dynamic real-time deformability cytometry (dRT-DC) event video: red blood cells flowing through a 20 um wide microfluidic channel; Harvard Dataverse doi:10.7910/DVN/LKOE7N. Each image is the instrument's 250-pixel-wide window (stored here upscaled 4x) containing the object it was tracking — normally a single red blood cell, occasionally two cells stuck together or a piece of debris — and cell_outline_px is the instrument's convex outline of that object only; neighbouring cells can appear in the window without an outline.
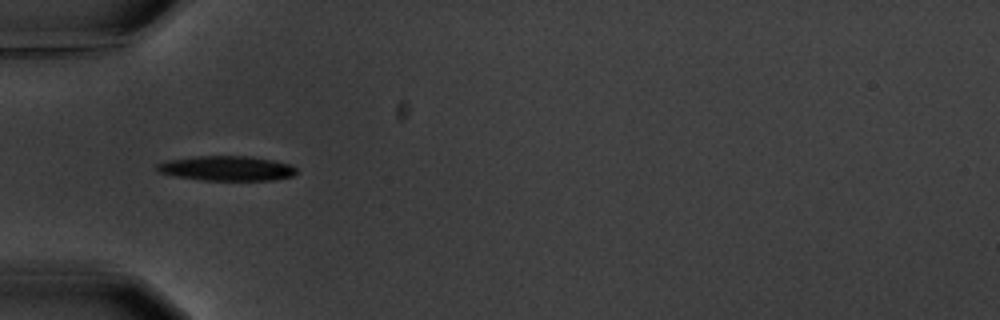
{"species": "common noctule bat (a hibernating species)", "species_latin": "Nyctalus noctula", "temperature_condition": "warm", "stored_images_in_passage": 7, "camera_frame_rate_fps": 3000, "um_per_image_px": 0.085, "animal": {"sex": "male", "body_mass_g": 20.1, "forearm_length_mm": 53.5}, "frame": {"image": 1, "passage_image": 5, "time_ms": 5.667, "image_size_px": [1000, 320], "cell_outline_px": [[296, 172], [292, 176], [276, 180], [200, 180], [176, 176], [156, 172], [156, 164], [168, 160], [196, 156], [252, 156], [292, 164], [296, 168]], "centroid_in_image_um": [19.27, 14.31], "position_along_channel_um": 65.7, "area_um2": 20.29}}
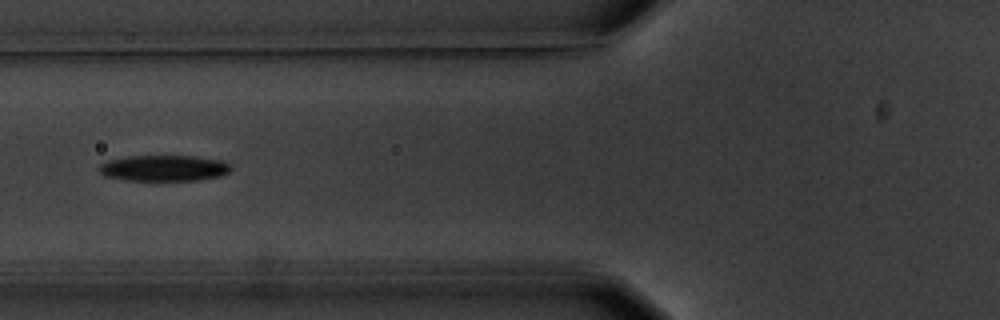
{"frame": {"image": 2, "passage_image": 6, "time_ms": 7.0, "image_size_px": [1000, 320], "cell_outline_px": [[232, 168], [228, 172], [220, 176], [196, 180], [124, 180], [104, 176], [96, 168], [100, 164], [108, 160], [128, 156], [196, 156], [224, 160], [232, 164]], "centroid_in_image_um": [13.94, 14.28], "position_along_channel_um": 111.9, "area_um2": 20.17}}